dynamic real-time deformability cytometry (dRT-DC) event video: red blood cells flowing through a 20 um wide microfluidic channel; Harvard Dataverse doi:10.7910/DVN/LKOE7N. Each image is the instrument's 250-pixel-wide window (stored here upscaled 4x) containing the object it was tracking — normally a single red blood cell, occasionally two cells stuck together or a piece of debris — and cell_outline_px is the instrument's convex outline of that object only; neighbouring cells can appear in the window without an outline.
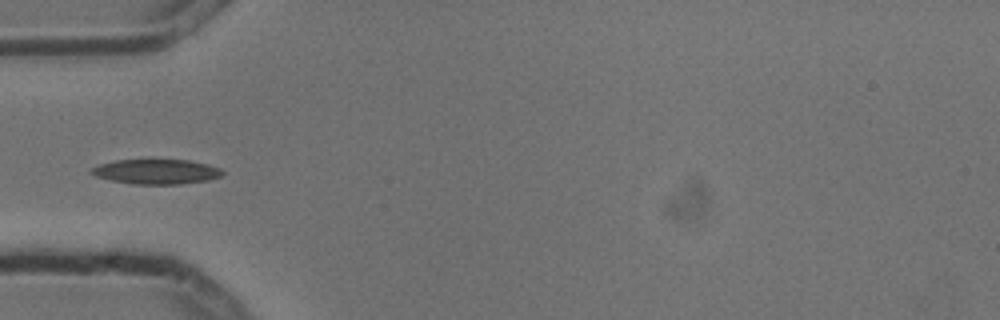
{"species": "common noctule bat (a hibernating species)", "species_latin": "Nyctalus noctula", "temperature_condition": "cold", "stored_images_in_passage": 7, "camera_frame_rate_fps": 3000, "um_per_image_px": 0.085, "animal": {"sex": "male", "body_mass_g": 13.3}, "frame": {"image": 1, "passage_image": 5, "time_ms": 1.333, "image_size_px": [1000, 320], "cell_outline_px": [[224, 172], [220, 176], [208, 180], [180, 184], [132, 184], [112, 180], [96, 176], [88, 172], [92, 168], [100, 164], [116, 160], [188, 160], [208, 164], [220, 168]], "centroid_in_image_um": [13.29, 14.59], "position_along_channel_um": 71.7, "area_um2": 18.84}}
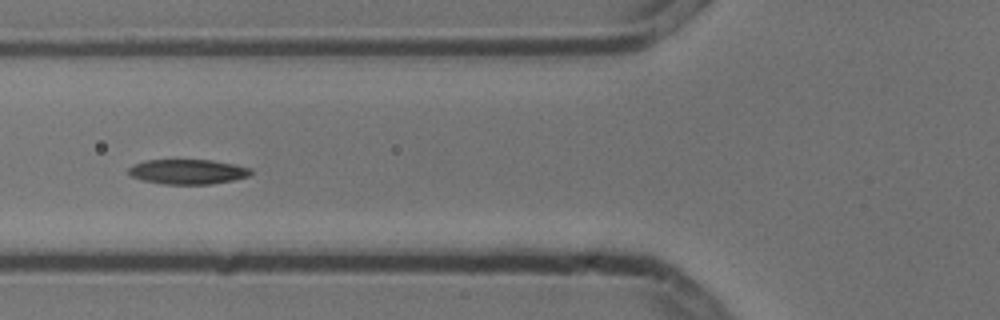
{"frame": {"image": 2, "passage_image": 6, "time_ms": 1.667, "image_size_px": [1000, 320], "cell_outline_px": [[252, 172], [248, 176], [232, 180], [212, 184], [164, 184], [140, 180], [132, 176], [128, 172], [128, 168], [132, 164], [144, 160], [212, 160], [236, 164], [252, 168]], "centroid_in_image_um": [15.94, 14.59], "position_along_channel_um": 109.9, "area_um2": 17.86}}
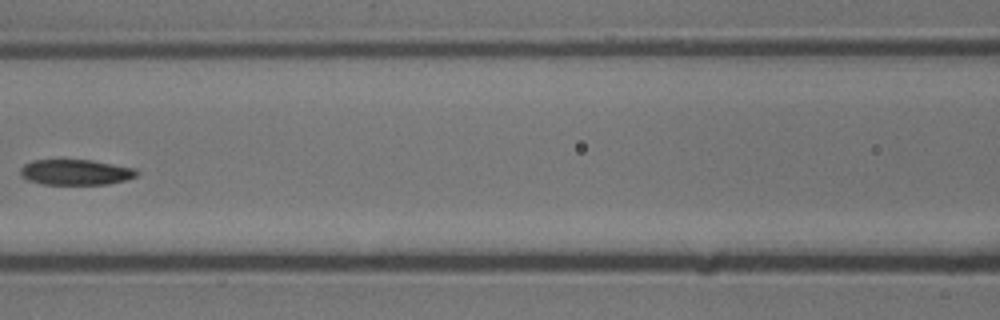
{"frame": {"image": 3, "passage_image": 7, "time_ms": 2.0, "image_size_px": [1000, 320], "cell_outline_px": [[140, 172], [136, 176], [124, 180], [108, 184], [40, 184], [28, 180], [20, 176], [20, 168], [24, 164], [32, 160], [92, 160], [136, 168]], "centroid_in_image_um": [6.42, 14.63], "position_along_channel_um": 160.2, "area_um2": 17.4}}